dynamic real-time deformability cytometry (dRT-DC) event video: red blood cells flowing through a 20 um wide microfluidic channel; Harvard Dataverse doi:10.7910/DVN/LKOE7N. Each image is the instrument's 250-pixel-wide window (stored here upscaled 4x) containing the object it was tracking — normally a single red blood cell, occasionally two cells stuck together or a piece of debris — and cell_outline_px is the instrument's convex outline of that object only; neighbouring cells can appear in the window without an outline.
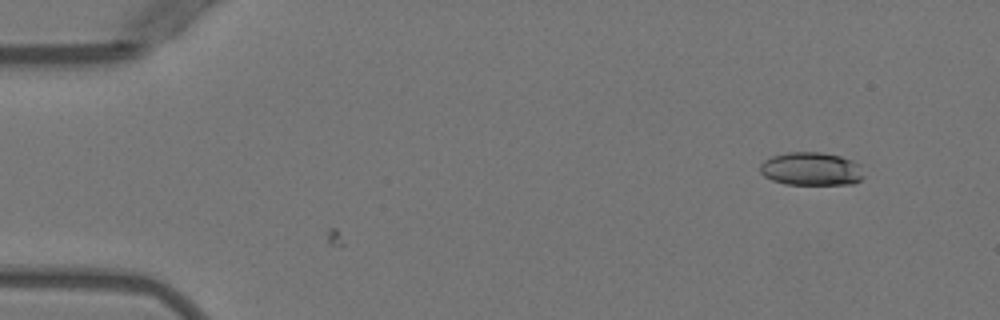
{"species": "Egyptian fruit bat (a non-hibernating species)", "species_latin": "Rousettus aegyptiacus", "temperature_condition": "warm", "stored_images_in_passage": 2, "camera_frame_rate_fps": 3000, "um_per_image_px": 0.085, "animal": {"sex": "female"}, "frame": {"image": 1, "passage_image": 2, "time_ms": 1.0, "image_size_px": [1000, 320], "cell_outline_px": [[864, 176], [860, 180], [852, 184], [784, 184], [772, 180], [764, 176], [760, 172], [760, 164], [764, 160], [772, 156], [788, 152], [820, 152], [840, 156], [852, 160], [860, 164]], "centroid_in_image_um": [68.95, 14.35], "position_along_channel_um": 16.0, "area_um2": 20.17}}